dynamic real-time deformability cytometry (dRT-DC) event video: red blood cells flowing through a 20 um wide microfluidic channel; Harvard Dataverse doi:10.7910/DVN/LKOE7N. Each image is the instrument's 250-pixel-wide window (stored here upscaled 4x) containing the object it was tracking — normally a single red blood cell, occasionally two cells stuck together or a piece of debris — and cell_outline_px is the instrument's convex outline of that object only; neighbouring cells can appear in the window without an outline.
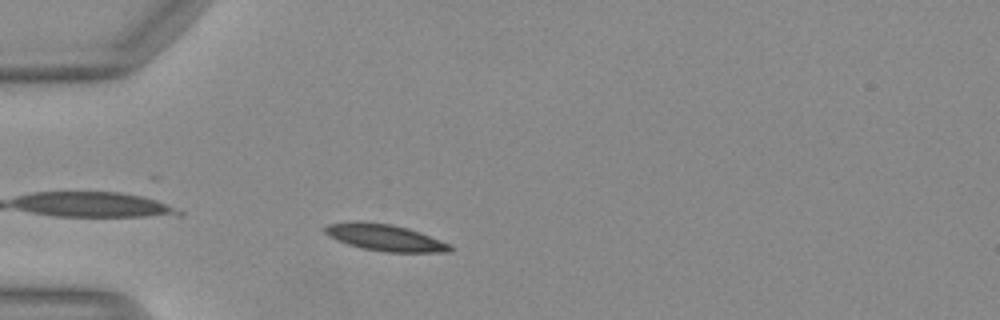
{"species": "Egyptian fruit bat (a non-hibernating species)", "species_latin": "Rousettus aegyptiacus", "temperature_condition": "warm", "stored_images_in_passage": 9, "camera_frame_rate_fps": 3000, "um_per_image_px": 0.085, "animal": {"sex": "female"}, "frame": {"image": 1, "passage_image": 3, "time_ms": 0.667, "image_size_px": [1000, 320], "cell_outline_px": [[452, 252], [384, 252], [364, 248], [348, 244], [328, 236], [324, 232], [324, 228], [328, 224], [356, 220], [364, 220], [392, 224], [408, 228], [420, 232], [452, 244]], "centroid_in_image_um": [32.73, 20.17], "position_along_channel_um": 52.3, "area_um2": 19.65}}